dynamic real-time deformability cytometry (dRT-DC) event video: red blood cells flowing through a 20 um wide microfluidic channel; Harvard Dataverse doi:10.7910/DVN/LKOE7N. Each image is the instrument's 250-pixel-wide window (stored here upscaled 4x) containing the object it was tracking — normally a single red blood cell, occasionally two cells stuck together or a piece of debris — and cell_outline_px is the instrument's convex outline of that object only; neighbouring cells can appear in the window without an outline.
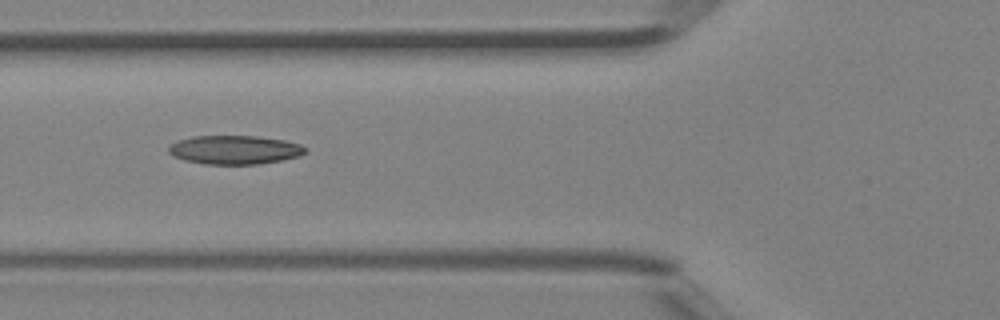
{"species": "Egyptian fruit bat (a non-hibernating species)", "species_latin": "Rousettus aegyptiacus", "temperature_condition": "room temperature", "stored_images_in_passage": 5, "camera_frame_rate_fps": 3000, "um_per_image_px": 0.085, "animal": {"sex": "female"}, "frame": {"image": 1, "passage_image": 5, "time_ms": 1.333, "image_size_px": [1000, 320], "cell_outline_px": [[308, 152], [300, 156], [280, 160], [256, 164], [204, 164], [184, 160], [172, 156], [168, 152], [168, 148], [176, 140], [192, 136], [256, 136], [284, 140], [300, 144], [308, 148]], "centroid_in_image_um": [19.94, 12.73], "position_along_channel_um": 105.9, "area_um2": 23.06}}